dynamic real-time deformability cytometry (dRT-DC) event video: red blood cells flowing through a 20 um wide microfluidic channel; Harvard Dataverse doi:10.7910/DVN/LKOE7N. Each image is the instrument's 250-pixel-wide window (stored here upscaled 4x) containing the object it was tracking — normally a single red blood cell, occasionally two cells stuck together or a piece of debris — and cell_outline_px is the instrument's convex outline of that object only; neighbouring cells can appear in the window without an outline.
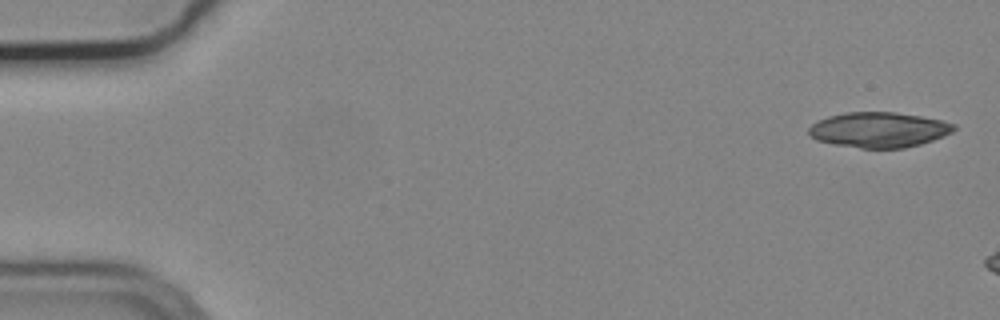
{"species": "common noctule bat (a hibernating species)", "species_latin": "Nyctalus noctula", "temperature_condition": "cold", "stored_images_in_passage": 2, "camera_frame_rate_fps": 3000, "um_per_image_px": 0.085, "animal": {"sex": "male", "body_mass_g": 19.2, "forearm_length_mm": 51.8}, "frame": {"image": 1, "passage_image": 1, "time_ms": 0.0, "image_size_px": [1000, 320], "cell_outline_px": [[956, 128], [952, 132], [944, 136], [920, 144], [904, 148], [860, 148], [836, 144], [816, 140], [808, 132], [808, 128], [812, 124], [828, 116], [844, 112], [896, 112], [944, 120], [956, 124]], "centroid_in_image_um": [74.73, 11.02], "position_along_channel_um": 10.3, "area_um2": 29.82}}